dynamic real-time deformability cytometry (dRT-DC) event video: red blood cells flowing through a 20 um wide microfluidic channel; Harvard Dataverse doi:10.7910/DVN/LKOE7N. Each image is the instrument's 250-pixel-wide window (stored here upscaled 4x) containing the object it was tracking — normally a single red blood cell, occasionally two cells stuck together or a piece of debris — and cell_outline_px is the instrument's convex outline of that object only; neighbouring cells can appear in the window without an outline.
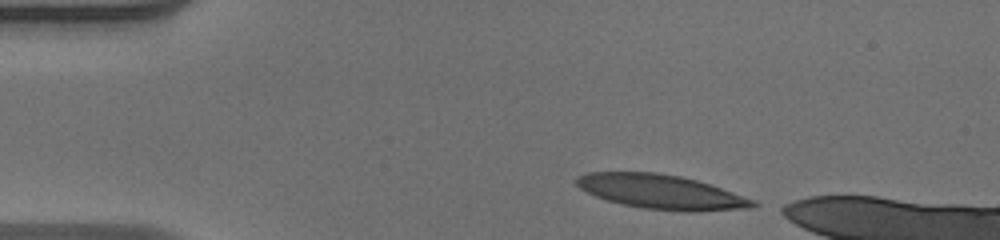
{"species": "human", "species_latin": "Homo sapiens", "temperature_condition": "warm", "stored_images_in_passage": 44, "camera_frame_rate_fps": 3000, "um_per_image_px": 0.085, "donor": {"sex": "male"}, "frame": {"image": 1, "passage_image": 1, "time_ms": 0.0, "image_size_px": [1000, 240], "cell_outline_px": [[760, 204], [756, 208], [692, 212], [688, 212], [644, 208], [620, 204], [596, 196], [580, 188], [576, 184], [576, 176], [588, 172], [656, 172], [680, 176], [696, 180], [756, 200]], "centroid_in_image_um": [56.24, 16.32], "position_along_channel_um": 28.8, "area_um2": 35.37}}
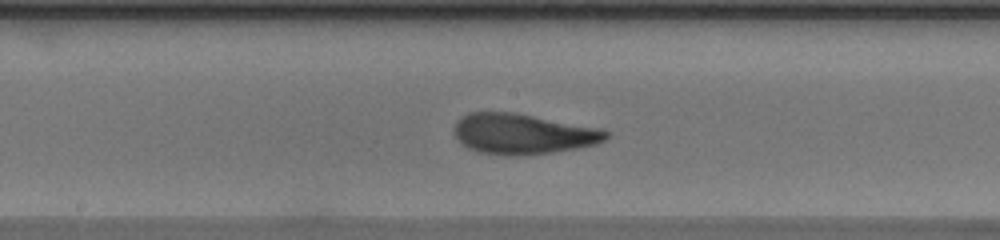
{"frame": {"image": 2, "passage_image": 19, "time_ms": 6.0, "image_size_px": [1000, 240], "cell_outline_px": [[608, 136], [604, 140], [596, 144], [576, 148], [552, 152], [520, 156], [504, 156], [476, 152], [460, 144], [456, 136], [456, 120], [460, 116], [468, 112], [516, 112], [604, 128], [608, 132]], "centroid_in_image_um": [44.44, 11.37], "position_along_channel_um": 203.8, "area_um2": 36.36}}
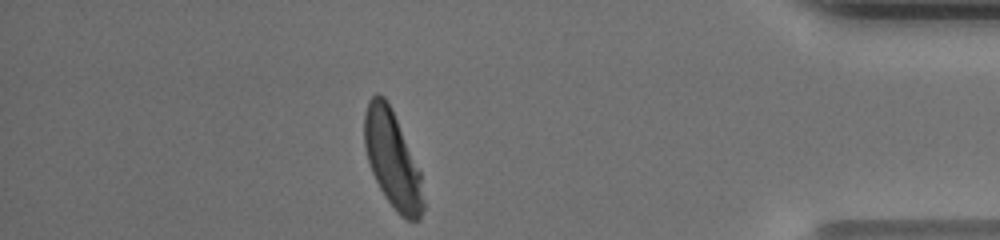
{"frame": {"image": 3, "passage_image": 37, "time_ms": 12.0, "image_size_px": [1000, 240], "cell_outline_px": [[424, 208], [420, 220], [408, 220], [400, 216], [396, 212], [380, 188], [372, 172], [368, 160], [364, 144], [364, 112], [368, 100], [376, 92], [380, 92], [384, 96], [392, 108], [420, 172], [424, 200]], "centroid_in_image_um": [33.34, 13.53], "position_along_channel_um": 401.9, "area_um2": 33.18}, "authors_computed_cell_mechanics": {"area_um2": 34.9979, "velocity_mm_per_s": 3.9698, "shape_relaxation_time_tau1_ms": 4.0379, "shape_relaxation_time_tau2_ms": 0.8625, "deformation_change_tau1": 0.2183, "deformation_change_tau2": 0.0742}}